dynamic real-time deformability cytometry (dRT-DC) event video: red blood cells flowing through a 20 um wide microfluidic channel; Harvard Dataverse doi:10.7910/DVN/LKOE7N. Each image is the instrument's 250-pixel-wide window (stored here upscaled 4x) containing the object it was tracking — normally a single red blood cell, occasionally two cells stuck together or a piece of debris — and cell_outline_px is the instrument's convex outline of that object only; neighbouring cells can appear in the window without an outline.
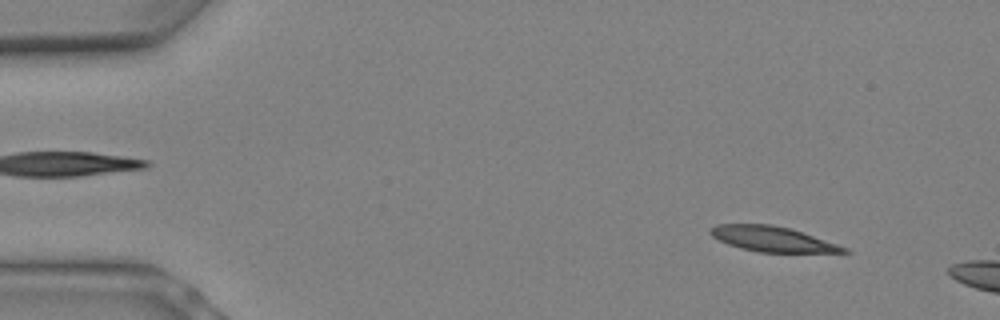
{"species": "Egyptian fruit bat (a non-hibernating species)", "species_latin": "Rousettus aegyptiacus", "temperature_condition": "warm", "stored_images_in_passage": 4, "camera_frame_rate_fps": 3000, "um_per_image_px": 0.085, "animal": {"sex": "female"}, "frame": {"image": 1, "passage_image": 2, "time_ms": 0.333, "image_size_px": [1000, 320], "cell_outline_px": [[852, 252], [760, 252], [740, 248], [728, 244], [712, 236], [708, 232], [708, 228], [716, 224], [772, 224], [788, 228], [848, 248]], "centroid_in_image_um": [65.57, 20.31], "position_along_channel_um": 19.4, "area_um2": 19.25}}